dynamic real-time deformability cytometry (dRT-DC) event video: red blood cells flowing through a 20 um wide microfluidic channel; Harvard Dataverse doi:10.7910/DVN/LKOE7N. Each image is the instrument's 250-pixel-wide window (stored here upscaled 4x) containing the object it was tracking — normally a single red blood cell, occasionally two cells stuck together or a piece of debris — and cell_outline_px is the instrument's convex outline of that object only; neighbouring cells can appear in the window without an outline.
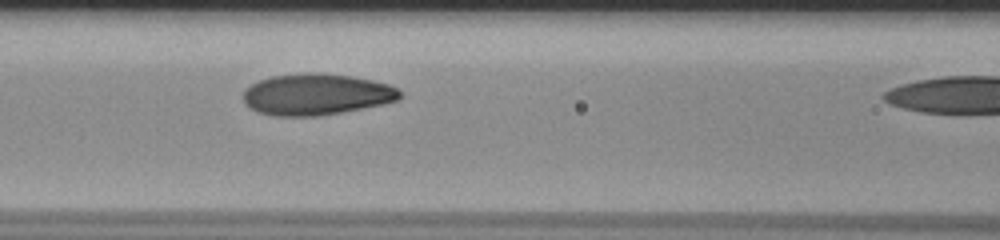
{"species": "human", "species_latin": "Homo sapiens", "temperature_condition": "room temperature", "stored_images_in_passage": 10, "camera_frame_rate_fps": 3000, "um_per_image_px": 0.085, "donor": {"sex": "male"}, "frame": {"image": 1, "passage_image": 9, "time_ms": 2.667, "image_size_px": [1000, 240], "cell_outline_px": [[404, 96], [400, 100], [384, 104], [320, 116], [276, 116], [256, 112], [244, 104], [244, 92], [252, 84], [260, 80], [272, 76], [300, 72], [316, 72], [352, 76], [372, 80], [388, 84], [404, 92]], "centroid_in_image_um": [26.93, 8.02], "position_along_channel_um": 139.7, "area_um2": 38.15}}